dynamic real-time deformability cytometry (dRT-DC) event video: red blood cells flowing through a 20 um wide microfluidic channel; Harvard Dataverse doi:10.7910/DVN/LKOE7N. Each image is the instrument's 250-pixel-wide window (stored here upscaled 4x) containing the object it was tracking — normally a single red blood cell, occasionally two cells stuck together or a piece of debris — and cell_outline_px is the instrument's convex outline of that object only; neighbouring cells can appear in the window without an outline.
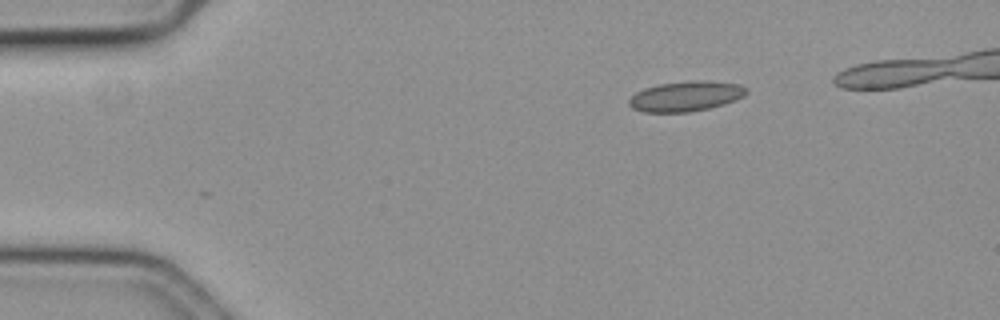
{"species": "common noctule bat (a hibernating species)", "species_latin": "Nyctalus noctula", "temperature_condition": "cold", "stored_images_in_passage": 36, "camera_frame_rate_fps": 3000, "um_per_image_px": 0.085, "animal": {"sex": "female", "body_mass_g": 19.3, "forearm_length_mm": 54.1}, "frame": {"image": 1, "passage_image": 1, "time_ms": 0.0, "image_size_px": [1000, 320], "cell_outline_px": [[748, 92], [744, 96], [724, 104], [708, 108], [688, 112], [644, 112], [632, 108], [628, 104], [628, 100], [636, 92], [644, 88], [656, 84], [688, 80], [708, 80], [740, 84], [748, 88]], "centroid_in_image_um": [58.3, 8.16], "position_along_channel_um": 26.7, "area_um2": 20.87}}
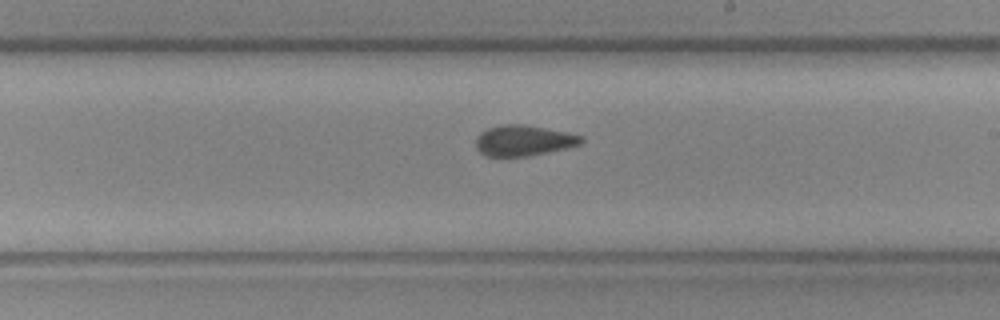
{"frame": {"image": 2, "passage_image": 25, "time_ms": 8.0, "image_size_px": [1000, 320], "cell_outline_px": [[584, 140], [580, 144], [568, 148], [528, 156], [484, 156], [476, 148], [476, 136], [480, 132], [488, 128], [504, 124], [524, 124], [584, 136]], "centroid_in_image_um": [44.49, 11.95], "position_along_channel_um": 244.5, "area_um2": 18.84}}
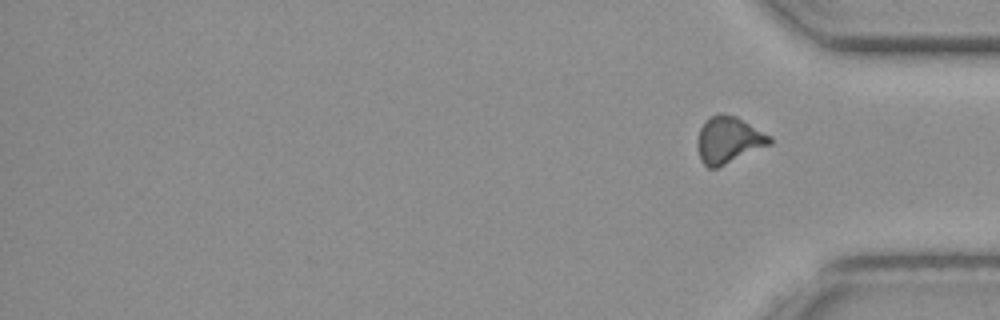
{"frame": {"image": 3, "passage_image": 36, "time_ms": 11.667, "image_size_px": [1000, 320], "cell_outline_px": [[772, 144], [716, 168], [708, 168], [700, 160], [696, 148], [696, 140], [700, 128], [704, 120], [720, 112], [736, 116], [772, 136]], "centroid_in_image_um": [61.9, 11.89], "position_along_channel_um": 373.3, "area_um2": 19.94}, "authors_computed_cell_mechanics": {"area_um2": 19.363, "velocity_mm_per_s": 3.5796, "shape_relaxation_time_tau1_ms": null, "shape_relaxation_time_tau2_ms": 2.3163, "deformation_change_tau1": null, "deformation_change_tau2": 0.0805}}